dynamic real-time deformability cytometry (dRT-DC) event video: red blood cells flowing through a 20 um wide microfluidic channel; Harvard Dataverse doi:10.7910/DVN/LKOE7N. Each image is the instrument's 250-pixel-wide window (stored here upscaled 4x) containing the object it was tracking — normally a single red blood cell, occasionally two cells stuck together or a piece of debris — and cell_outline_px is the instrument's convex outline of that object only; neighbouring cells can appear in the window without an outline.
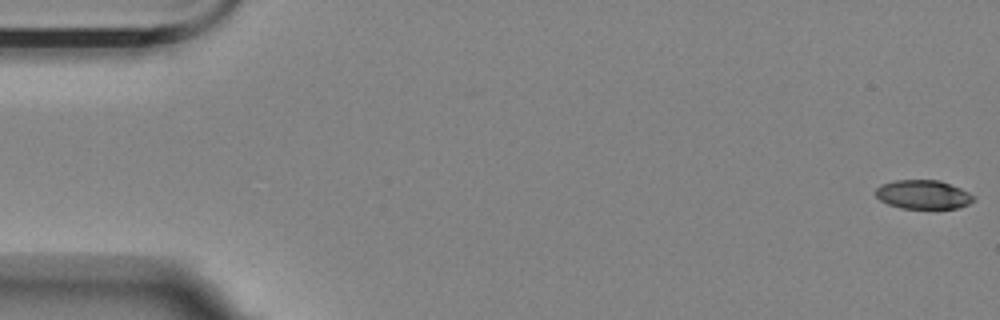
{"species": "Egyptian fruit bat (a non-hibernating species)", "species_latin": "Rousettus aegyptiacus", "temperature_condition": "room temperature", "stored_images_in_passage": 57, "camera_frame_rate_fps": 3000, "um_per_image_px": 0.085, "animal": {"sex": "female"}, "frame": {"image": 1, "passage_image": 1, "time_ms": 0.0, "image_size_px": [1000, 320], "cell_outline_px": [[976, 200], [968, 204], [956, 208], [900, 208], [888, 204], [880, 200], [876, 196], [876, 188], [880, 184], [896, 180], [940, 180], [960, 188], [976, 196]], "centroid_in_image_um": [78.48, 16.53], "position_along_channel_um": 6.5, "area_um2": 16.53}}
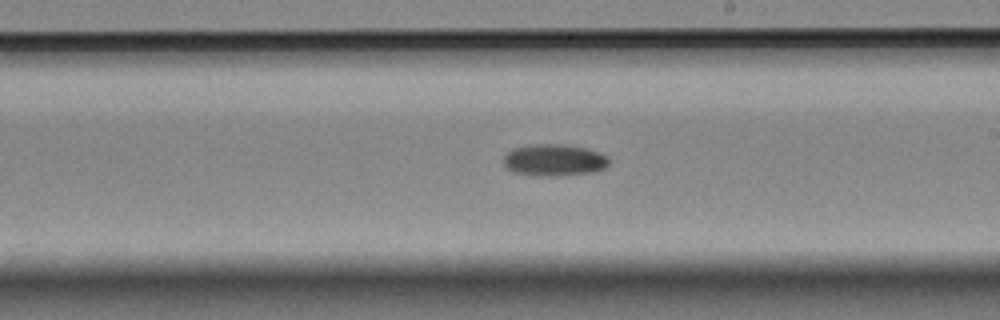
{"frame": {"image": 2, "passage_image": 33, "time_ms": 10.667, "image_size_px": [1000, 320], "cell_outline_px": [[608, 164], [604, 168], [592, 172], [552, 176], [540, 176], [512, 172], [504, 168], [504, 156], [512, 148], [532, 144], [568, 144], [584, 148], [608, 156]], "centroid_in_image_um": [47.05, 13.6], "position_along_channel_um": 242.0, "area_um2": 19.54}}
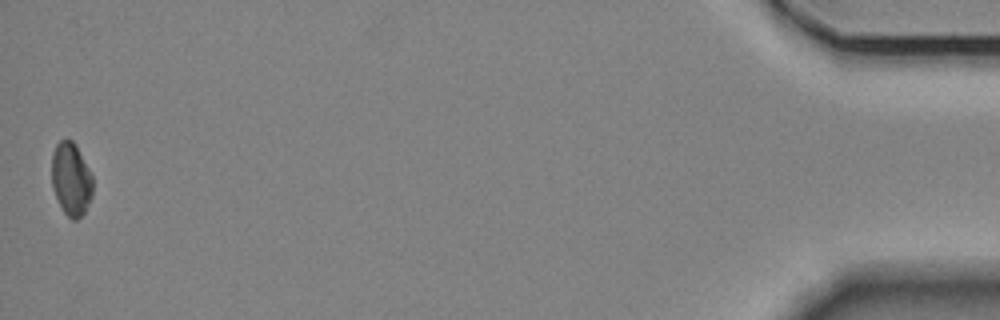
{"frame": {"image": 3, "passage_image": 57, "time_ms": 18.667, "image_size_px": [1000, 320], "cell_outline_px": [[92, 196], [84, 212], [76, 220], [72, 220], [64, 212], [52, 188], [52, 152], [56, 144], [60, 140], [72, 140], [76, 144], [92, 172]], "centroid_in_image_um": [6.05, 15.19], "position_along_channel_um": 429.1, "area_um2": 17.57}}